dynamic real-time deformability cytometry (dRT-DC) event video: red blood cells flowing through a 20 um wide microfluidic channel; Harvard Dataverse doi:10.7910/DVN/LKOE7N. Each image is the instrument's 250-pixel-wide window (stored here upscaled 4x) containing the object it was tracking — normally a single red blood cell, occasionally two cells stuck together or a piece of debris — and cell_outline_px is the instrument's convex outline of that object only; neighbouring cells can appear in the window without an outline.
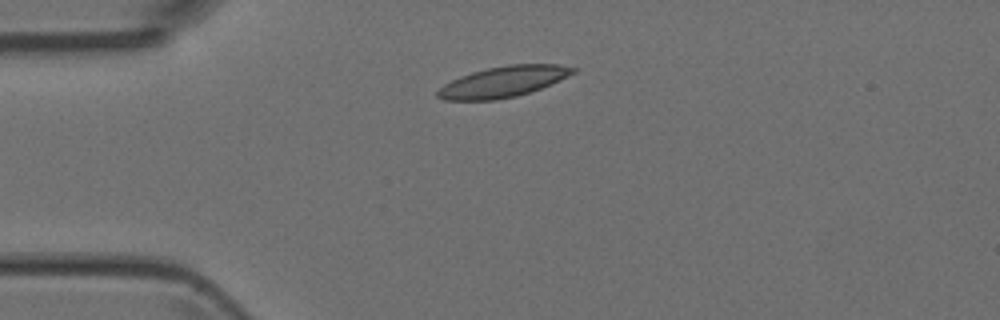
{"species": "Egyptian fruit bat (a non-hibernating species)", "species_latin": "Rousettus aegyptiacus", "temperature_condition": "room temperature", "stored_images_in_passage": 5, "camera_frame_rate_fps": 3000, "um_per_image_px": 0.085, "animal": {"sex": "female"}, "frame": {"image": 1, "passage_image": 2, "time_ms": 1.0, "image_size_px": [1000, 320], "cell_outline_px": [[576, 72], [552, 84], [516, 96], [496, 100], [444, 100], [436, 96], [436, 92], [444, 84], [460, 76], [472, 72], [488, 68], [508, 64], [560, 64], [576, 68]], "centroid_in_image_um": [42.78, 6.94], "position_along_channel_um": 42.2, "area_um2": 24.28}}
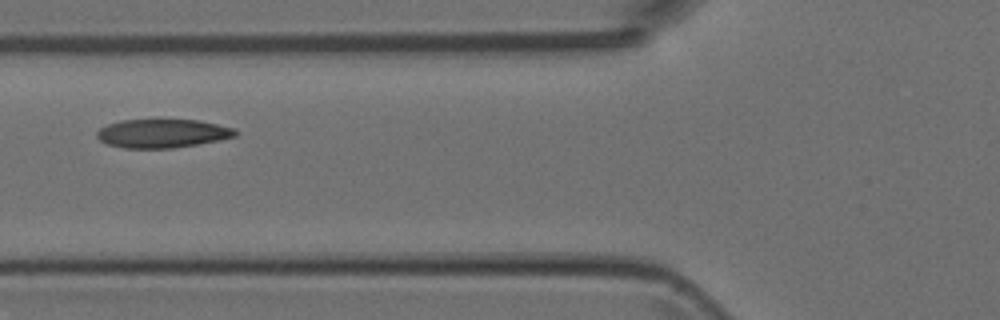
{"frame": {"image": 2, "passage_image": 4, "time_ms": 3.333, "image_size_px": [1000, 320], "cell_outline_px": [[236, 136], [220, 140], [172, 148], [124, 148], [108, 144], [100, 140], [96, 136], [96, 132], [100, 128], [108, 124], [120, 120], [200, 120], [236, 128]], "centroid_in_image_um": [13.81, 11.33], "position_along_channel_um": 112.0, "area_um2": 23.06}}
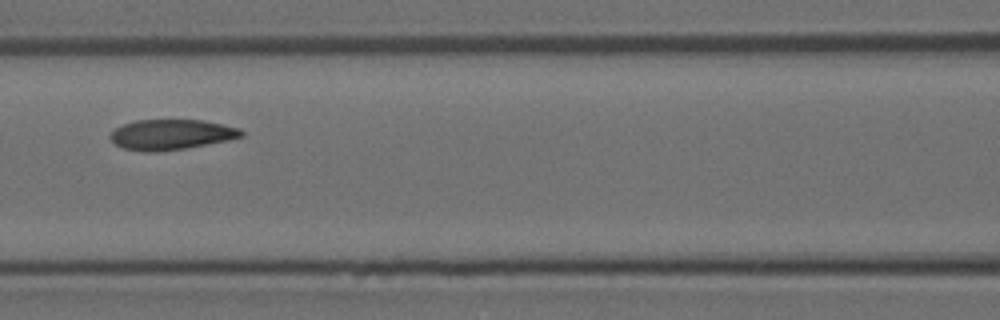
{"frame": {"image": 3, "passage_image": 5, "time_ms": 4.333, "image_size_px": [1000, 320], "cell_outline_px": [[244, 136], [228, 140], [208, 144], [184, 148], [156, 152], [144, 152], [124, 148], [116, 144], [108, 136], [116, 128], [124, 124], [136, 120], [204, 120], [240, 128], [244, 132]], "centroid_in_image_um": [14.58, 11.43], "position_along_channel_um": 152.0, "area_um2": 23.06}}